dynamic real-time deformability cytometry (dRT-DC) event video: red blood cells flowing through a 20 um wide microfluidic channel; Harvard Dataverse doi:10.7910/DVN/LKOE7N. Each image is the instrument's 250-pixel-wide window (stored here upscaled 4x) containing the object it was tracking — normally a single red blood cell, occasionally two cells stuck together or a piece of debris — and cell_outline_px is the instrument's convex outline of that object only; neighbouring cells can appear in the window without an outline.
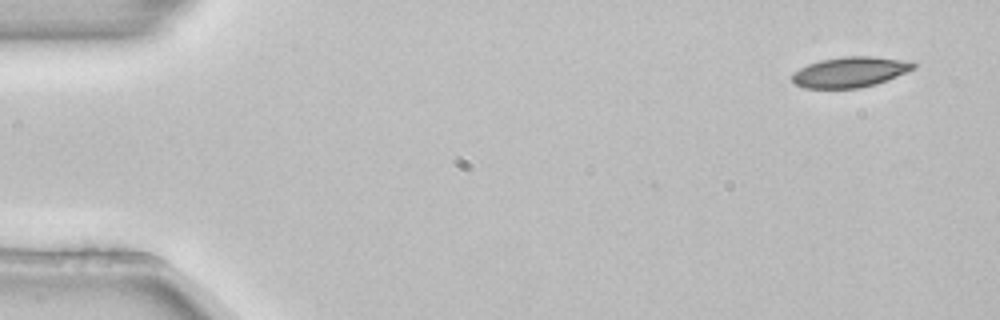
{"species": "common noctule bat (a hibernating species)", "species_latin": "Nyctalus noctula", "temperature_condition": "room temperature", "stored_images_in_passage": 4, "camera_frame_rate_fps": 3000, "um_per_image_px": 0.085, "animal": {"sex": "female", "body_mass_g": 22.7, "forearm_length_mm": 54.2}, "frame": {"image": 1, "passage_image": 1, "time_ms": 0.0, "image_size_px": [1000, 320], "cell_outline_px": [[916, 68], [888, 80], [876, 84], [860, 88], [804, 88], [796, 84], [792, 80], [792, 72], [808, 64], [820, 60], [844, 56], [872, 56], [912, 60], [916, 64]], "centroid_in_image_um": [72.3, 6.11], "position_along_channel_um": 12.7, "area_um2": 21.79}}
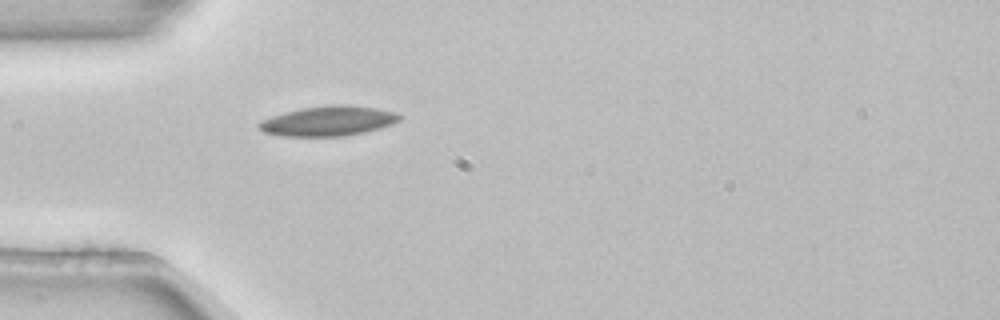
{"frame": {"image": 2, "passage_image": 4, "time_ms": 1.0, "image_size_px": [1000, 320], "cell_outline_px": [[404, 116], [400, 120], [392, 124], [380, 128], [364, 132], [344, 136], [280, 136], [264, 132], [256, 124], [260, 120], [284, 112], [300, 108], [328, 104], [344, 104], [376, 108], [396, 112]], "centroid_in_image_um": [27.91, 10.27], "position_along_channel_um": 57.1, "area_um2": 24.74}}